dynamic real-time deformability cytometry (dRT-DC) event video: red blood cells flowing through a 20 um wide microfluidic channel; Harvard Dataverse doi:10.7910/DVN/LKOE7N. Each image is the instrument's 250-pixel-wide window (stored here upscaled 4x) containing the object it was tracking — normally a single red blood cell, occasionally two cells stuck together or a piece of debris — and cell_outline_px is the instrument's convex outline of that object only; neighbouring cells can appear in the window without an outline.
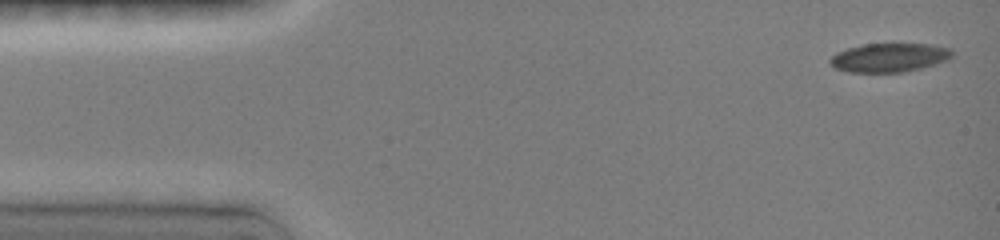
{"species": "common noctule bat (a hibernating species)", "species_latin": "Nyctalus noctula", "temperature_condition": "room temperature", "stored_images_in_passage": 36, "camera_frame_rate_fps": 3000, "um_per_image_px": 0.085, "animal": {"sex": "female", "body_mass_g": 19.0, "forearm_length_mm": 51.5}, "frame": {"image": 1, "passage_image": 1, "time_ms": 0.0, "image_size_px": [1000, 240], "cell_outline_px": [[956, 56], [948, 60], [936, 64], [904, 72], [848, 72], [836, 68], [828, 60], [836, 52], [848, 48], [864, 44], [928, 44], [952, 48]], "centroid_in_image_um": [75.65, 4.89], "position_along_channel_um": 9.4, "area_um2": 20.63}}
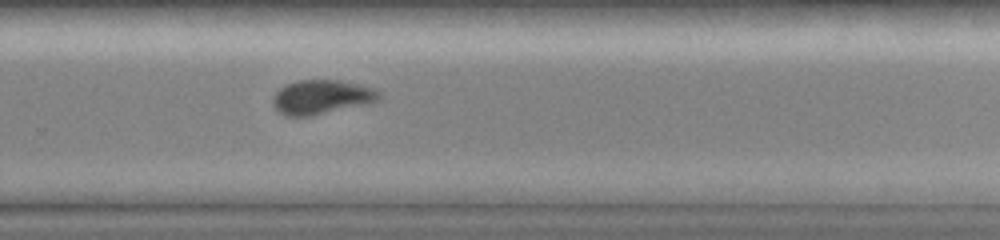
{"frame": {"image": 2, "passage_image": 26, "time_ms": 10.0, "image_size_px": [1000, 240], "cell_outline_px": [[380, 96], [376, 100], [368, 104], [312, 116], [284, 116], [276, 112], [272, 104], [272, 100], [276, 92], [280, 88], [288, 84], [300, 80], [340, 80], [376, 88], [380, 92]], "centroid_in_image_um": [27.31, 8.26], "position_along_channel_um": 302.5, "area_um2": 21.39}}
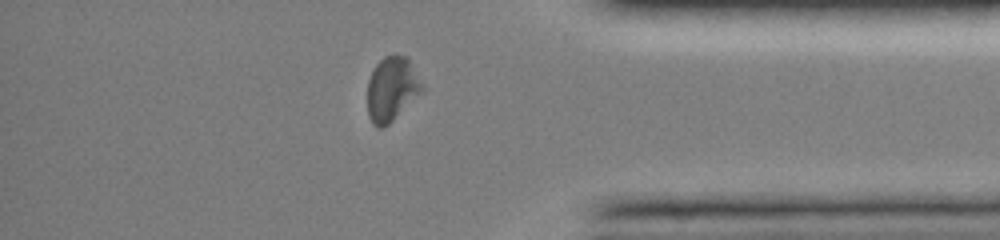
{"frame": {"image": 3, "passage_image": 33, "time_ms": 12.667, "image_size_px": [1000, 240], "cell_outline_px": [[424, 88], [384, 128], [376, 128], [372, 124], [368, 116], [368, 80], [376, 64], [384, 56], [396, 52], [408, 56], [424, 84]], "centroid_in_image_um": [33.3, 7.5], "position_along_channel_um": 401.9, "area_um2": 20.63}, "authors_computed_cell_mechanics": {"area_um2": 21.386, "velocity_mm_per_s": 4.0435, "shape_relaxation_time_tau1_ms": 2.8421, "shape_relaxation_time_tau2_ms": 2.7043, "deformation_change_tau1": 0.1092, "deformation_change_tau2": 0.0664}}